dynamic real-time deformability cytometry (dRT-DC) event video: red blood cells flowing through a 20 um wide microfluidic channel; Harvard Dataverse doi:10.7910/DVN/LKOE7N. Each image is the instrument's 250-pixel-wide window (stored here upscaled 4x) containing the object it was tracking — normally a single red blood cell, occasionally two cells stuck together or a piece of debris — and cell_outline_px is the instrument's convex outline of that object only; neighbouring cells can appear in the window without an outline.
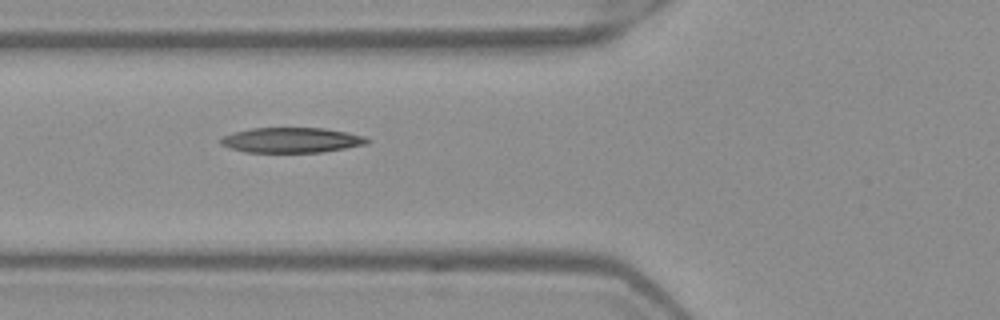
{"species": "Egyptian fruit bat (a non-hibernating species)", "species_latin": "Rousettus aegyptiacus", "temperature_condition": "warm", "stored_images_in_passage": 9, "camera_frame_rate_fps": 3000, "um_per_image_px": 0.085, "frame": {"image": 1, "passage_image": 6, "time_ms": 1.667, "image_size_px": [1000, 320], "cell_outline_px": [[372, 140], [368, 144], [324, 152], [244, 152], [228, 148], [220, 144], [220, 140], [224, 136], [232, 132], [252, 128], [324, 128], [348, 132], [364, 136]], "centroid_in_image_um": [24.8, 11.91], "position_along_channel_um": 101.0, "area_um2": 21.68}}
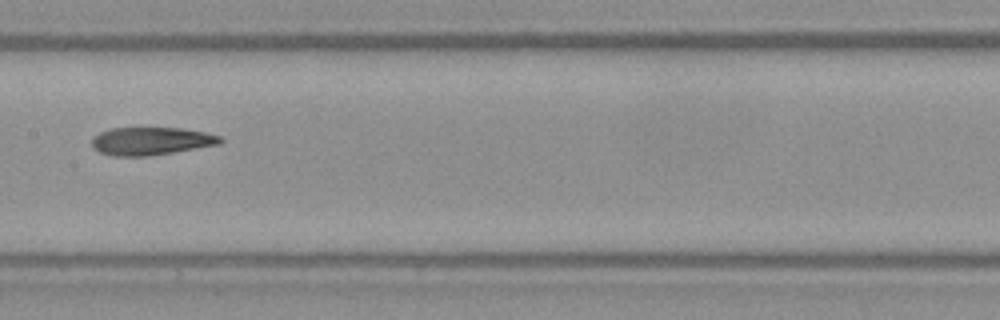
{"frame": {"image": 2, "passage_image": 8, "time_ms": 2.333, "image_size_px": [1000, 320], "cell_outline_px": [[224, 140], [220, 144], [148, 156], [112, 156], [100, 152], [92, 148], [92, 136], [100, 132], [112, 128], [180, 128], [204, 132], [220, 136]], "centroid_in_image_um": [12.81, 11.99], "position_along_channel_um": 194.6, "area_um2": 20.81}}
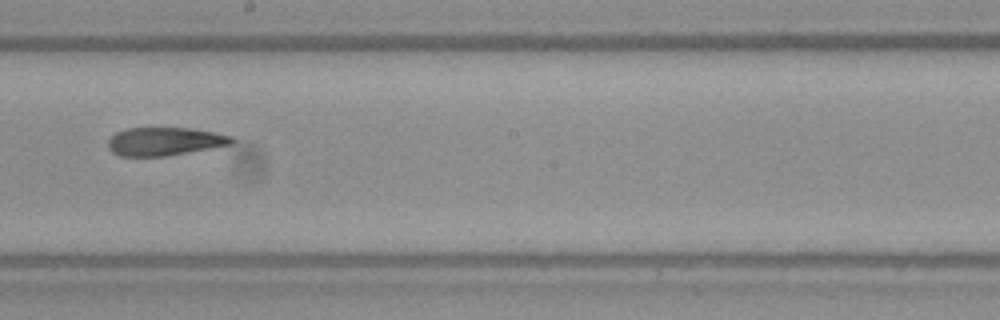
{"frame": {"image": 3, "passage_image": 9, "time_ms": 2.667, "image_size_px": [1000, 320], "cell_outline_px": [[236, 140], [232, 144], [164, 156], [120, 156], [112, 152], [108, 148], [108, 140], [116, 132], [124, 128], [188, 128], [212, 132], [232, 136]], "centroid_in_image_um": [13.96, 12.01], "position_along_channel_um": 234.2, "area_um2": 20.17}}